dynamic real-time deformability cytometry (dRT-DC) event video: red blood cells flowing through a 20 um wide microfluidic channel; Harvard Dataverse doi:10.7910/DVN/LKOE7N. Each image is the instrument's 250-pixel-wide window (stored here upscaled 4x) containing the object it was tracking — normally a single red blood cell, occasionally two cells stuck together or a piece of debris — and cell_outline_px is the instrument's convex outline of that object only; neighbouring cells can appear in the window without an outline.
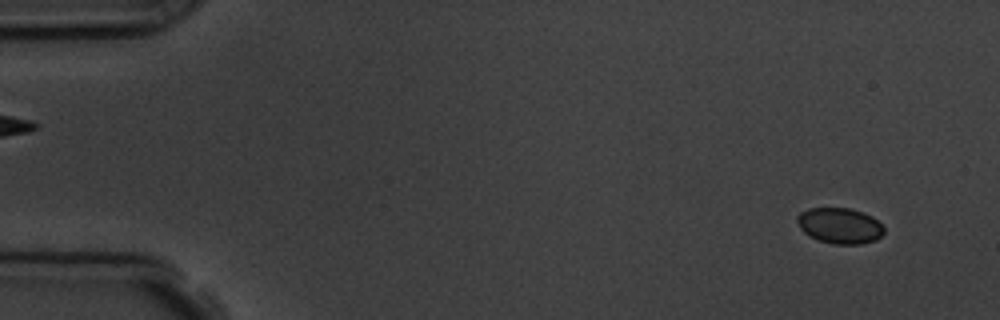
{"species": "common noctule bat (a hibernating species)", "species_latin": "Nyctalus noctula", "temperature_condition": "room temperature", "stored_images_in_passage": 5, "camera_frame_rate_fps": 3000, "um_per_image_px": 0.085, "animal": {"sex": "male", "body_mass_g": 19.5, "forearm_length_mm": 54.6}, "frame": {"image": 1, "passage_image": 2, "time_ms": 1.333, "image_size_px": [1000, 320], "cell_outline_px": [[884, 232], [876, 240], [860, 244], [832, 244], [808, 236], [800, 228], [796, 220], [796, 216], [800, 212], [808, 208], [848, 208], [872, 216], [884, 228]], "centroid_in_image_um": [71.34, 19.18], "position_along_channel_um": 13.7, "area_um2": 18.03}}